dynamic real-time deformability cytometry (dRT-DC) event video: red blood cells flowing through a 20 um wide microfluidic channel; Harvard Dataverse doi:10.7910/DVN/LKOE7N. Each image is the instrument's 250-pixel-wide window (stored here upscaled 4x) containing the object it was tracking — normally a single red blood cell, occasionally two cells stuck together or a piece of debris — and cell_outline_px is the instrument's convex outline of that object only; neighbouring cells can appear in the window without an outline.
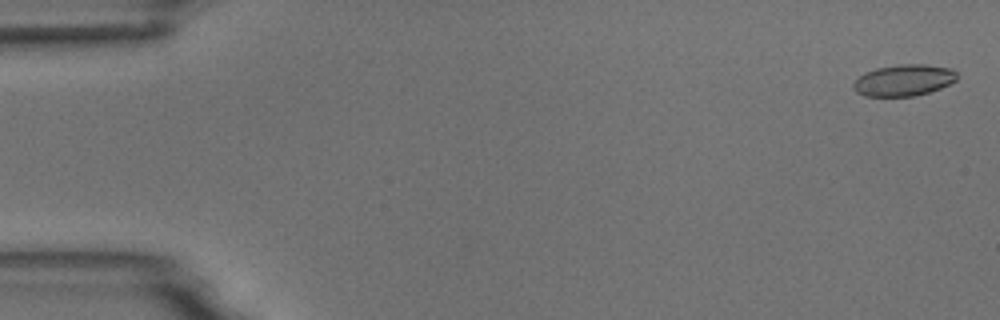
{"species": "common noctule bat (a hibernating species)", "species_latin": "Nyctalus noctula", "temperature_condition": "room temperature", "stored_images_in_passage": 5, "camera_frame_rate_fps": 3000, "um_per_image_px": 0.085, "animal": {"sex": "male", "body_mass_g": 18.8}, "frame": {"image": 1, "passage_image": 1, "time_ms": 0.0, "image_size_px": [1000, 320], "cell_outline_px": [[956, 80], [940, 88], [928, 92], [912, 96], [864, 96], [856, 92], [852, 88], [852, 84], [864, 72], [876, 68], [900, 64], [924, 64], [952, 68], [956, 72]], "centroid_in_image_um": [76.79, 6.81], "position_along_channel_um": 8.2, "area_um2": 18.96}}
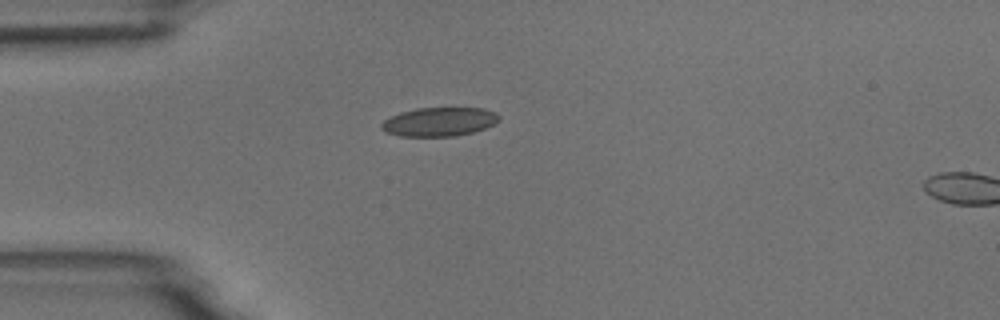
{"frame": {"image": 2, "passage_image": 4, "time_ms": 4.333, "image_size_px": [1000, 320], "cell_outline_px": [[500, 120], [484, 128], [472, 132], [456, 136], [400, 136], [384, 132], [380, 128], [380, 124], [384, 120], [400, 112], [416, 108], [484, 108], [496, 112], [500, 116]], "centroid_in_image_um": [37.32, 10.35], "position_along_channel_um": 47.7, "area_um2": 19.83}}